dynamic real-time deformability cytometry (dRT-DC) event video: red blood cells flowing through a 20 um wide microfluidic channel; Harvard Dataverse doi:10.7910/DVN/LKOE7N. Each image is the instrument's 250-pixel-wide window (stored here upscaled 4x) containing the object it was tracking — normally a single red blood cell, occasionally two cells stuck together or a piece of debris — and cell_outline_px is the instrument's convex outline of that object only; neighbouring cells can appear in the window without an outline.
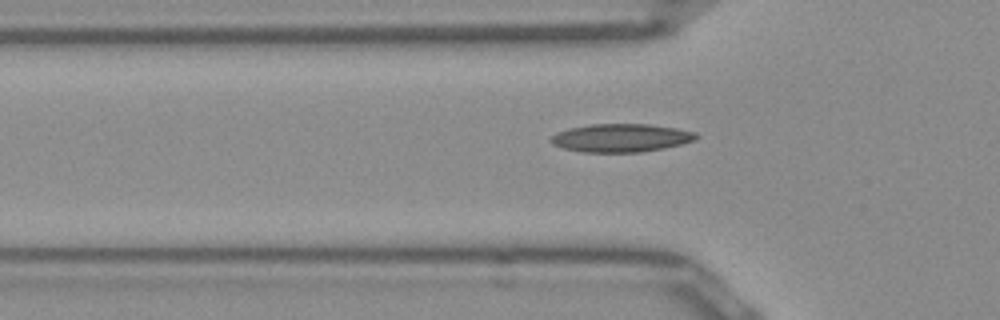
{"species": "Egyptian fruit bat (a non-hibernating species)", "species_latin": "Rousettus aegyptiacus", "temperature_condition": "room temperature", "stored_images_in_passage": 38, "camera_frame_rate_fps": 3000, "um_per_image_px": 0.085, "frame": {"image": 1, "passage_image": 3, "time_ms": 0.667, "image_size_px": [1000, 320], "cell_outline_px": [[700, 136], [696, 140], [664, 148], [640, 152], [584, 152], [564, 148], [552, 144], [548, 140], [556, 132], [568, 128], [592, 124], [648, 124], [676, 128], [696, 132]], "centroid_in_image_um": [52.78, 11.71], "position_along_channel_um": 73.0, "area_um2": 23.93}}
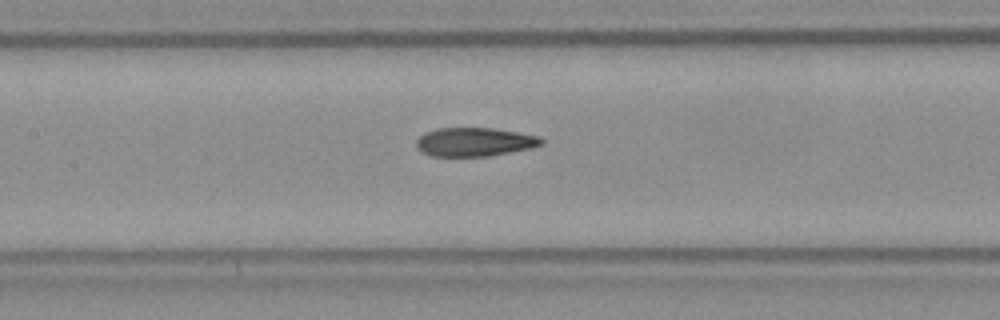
{"frame": {"image": 2, "passage_image": 10, "time_ms": 3.0, "image_size_px": [1000, 320], "cell_outline_px": [[544, 144], [532, 148], [488, 156], [432, 156], [416, 148], [416, 140], [424, 132], [436, 128], [492, 128], [540, 136], [544, 140]], "centroid_in_image_um": [40.34, 12.06], "position_along_channel_um": 167.1, "area_um2": 20.98}}
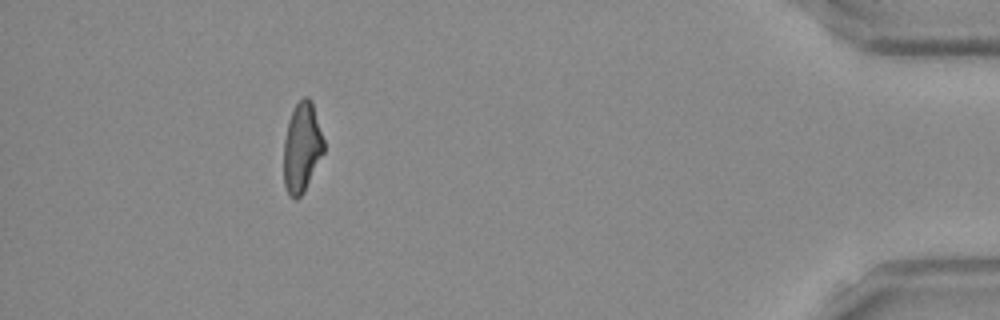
{"frame": {"image": 3, "passage_image": 33, "time_ms": 10.667, "image_size_px": [1000, 320], "cell_outline_px": [[324, 152], [304, 192], [296, 200], [288, 196], [284, 184], [284, 140], [288, 120], [296, 104], [304, 96], [308, 96], [312, 100], [324, 140]], "centroid_in_image_um": [25.66, 12.54], "position_along_channel_um": 409.5, "area_um2": 21.1}}